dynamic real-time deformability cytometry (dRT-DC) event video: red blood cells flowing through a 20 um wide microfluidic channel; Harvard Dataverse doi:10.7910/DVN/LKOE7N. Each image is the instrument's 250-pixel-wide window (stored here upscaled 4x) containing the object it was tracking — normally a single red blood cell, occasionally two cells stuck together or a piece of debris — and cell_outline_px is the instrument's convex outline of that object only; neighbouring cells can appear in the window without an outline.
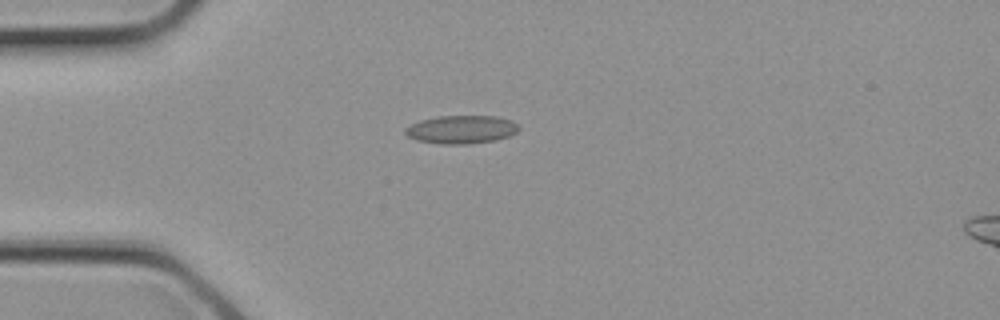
{"species": "common noctule bat (a hibernating species)", "species_latin": "Nyctalus noctula", "temperature_condition": "cold", "stored_images_in_passage": 4, "camera_frame_rate_fps": 3000, "um_per_image_px": 0.085, "animal": {"sex": "female", "body_mass_g": 21.9}, "frame": {"image": 1, "passage_image": 4, "time_ms": 1.0, "image_size_px": [1000, 320], "cell_outline_px": [[520, 128], [516, 132], [508, 136], [496, 140], [468, 144], [440, 144], [416, 140], [408, 136], [404, 132], [404, 128], [420, 120], [436, 116], [496, 116], [512, 120]], "centroid_in_image_um": [39.2, 11.0], "position_along_channel_um": 45.8, "area_um2": 18.73}}